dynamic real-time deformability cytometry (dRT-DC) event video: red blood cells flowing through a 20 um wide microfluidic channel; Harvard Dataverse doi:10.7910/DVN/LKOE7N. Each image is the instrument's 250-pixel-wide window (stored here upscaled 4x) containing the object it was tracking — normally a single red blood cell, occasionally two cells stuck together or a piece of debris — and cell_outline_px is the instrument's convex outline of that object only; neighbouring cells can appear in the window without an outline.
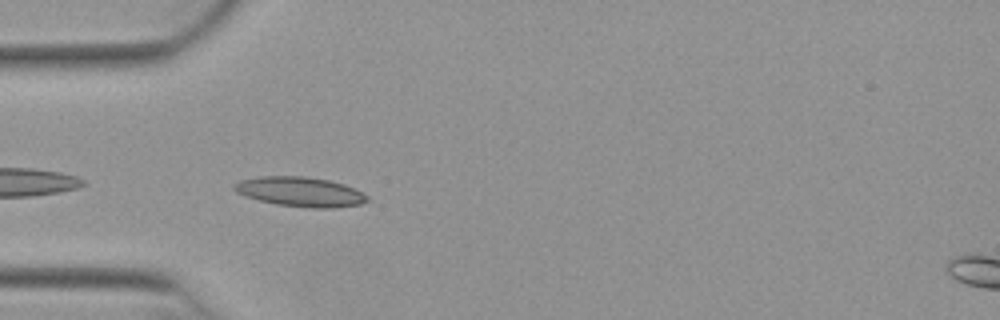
{"species": "Egyptian fruit bat (a non-hibernating species)", "species_latin": "Rousettus aegyptiacus", "temperature_condition": "warm", "stored_images_in_passage": 8, "camera_frame_rate_fps": 3000, "um_per_image_px": 0.085, "animal": {"sex": "female"}, "frame": {"image": 1, "passage_image": 2, "time_ms": 0.333, "image_size_px": [1000, 320], "cell_outline_px": [[372, 200], [360, 204], [336, 208], [312, 208], [276, 204], [244, 196], [236, 192], [232, 188], [232, 184], [240, 180], [256, 176], [304, 176], [328, 180], [344, 184], [368, 196]], "centroid_in_image_um": [25.49, 16.3], "position_along_channel_um": 59.5, "area_um2": 23.12}}
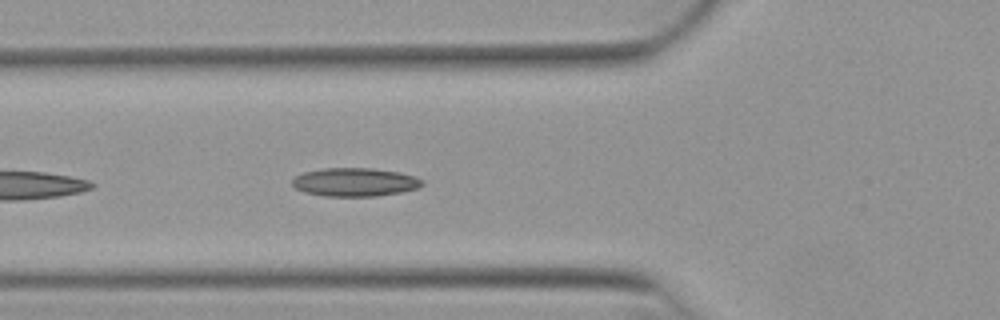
{"frame": {"image": 2, "passage_image": 5, "time_ms": 1.333, "image_size_px": [1000, 320], "cell_outline_px": [[424, 184], [416, 188], [400, 192], [376, 196], [324, 196], [304, 192], [296, 188], [292, 184], [292, 180], [296, 176], [304, 172], [324, 168], [372, 168], [400, 172], [416, 176], [424, 180]], "centroid_in_image_um": [30.18, 15.47], "position_along_channel_um": 95.6, "area_um2": 21.56}}